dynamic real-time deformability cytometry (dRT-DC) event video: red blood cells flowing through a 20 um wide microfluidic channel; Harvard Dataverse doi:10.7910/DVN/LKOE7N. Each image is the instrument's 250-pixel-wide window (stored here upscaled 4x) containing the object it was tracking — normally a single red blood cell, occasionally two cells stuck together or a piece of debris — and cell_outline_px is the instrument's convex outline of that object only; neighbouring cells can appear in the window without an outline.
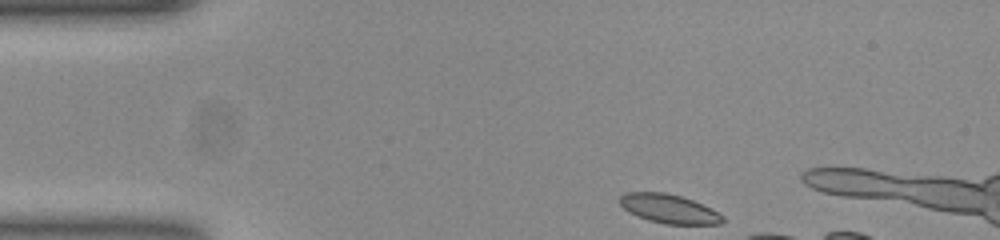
{"species": "common noctule bat (a hibernating species)", "species_latin": "Nyctalus noctula", "temperature_condition": "room temperature", "stored_images_in_passage": 11, "camera_frame_rate_fps": 3000, "um_per_image_px": 0.085, "animal": {"sex": "female", "body_mass_g": 23.0, "forearm_length_mm": 53.4}, "frame": {"image": 1, "passage_image": 1, "time_ms": 0.0, "image_size_px": [1000, 240], "cell_outline_px": [[724, 220], [720, 224], [668, 224], [648, 220], [624, 208], [620, 204], [620, 196], [628, 192], [664, 192], [680, 196], [692, 200], [724, 216]], "centroid_in_image_um": [56.86, 17.74], "position_along_channel_um": 28.1, "area_um2": 16.88}}